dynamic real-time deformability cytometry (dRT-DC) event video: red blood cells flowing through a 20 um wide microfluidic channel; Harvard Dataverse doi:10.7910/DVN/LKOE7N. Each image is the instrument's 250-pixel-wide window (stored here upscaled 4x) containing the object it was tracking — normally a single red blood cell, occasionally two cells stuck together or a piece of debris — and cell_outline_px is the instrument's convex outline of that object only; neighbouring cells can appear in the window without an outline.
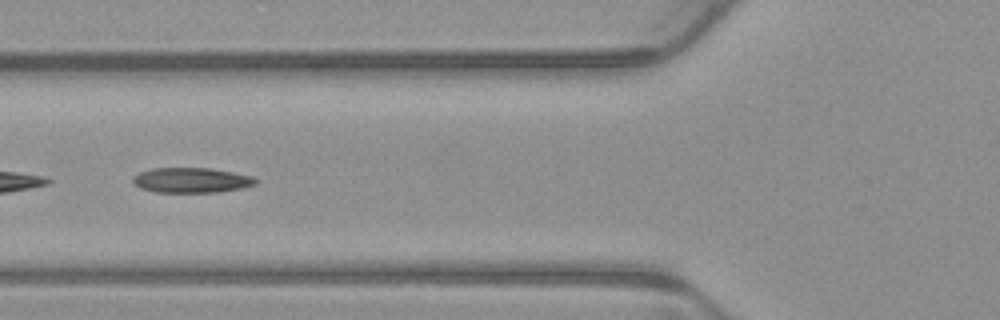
{"species": "common noctule bat (a hibernating species)", "species_latin": "Nyctalus noctula", "temperature_condition": "warm", "stored_images_in_passage": 5, "camera_frame_rate_fps": 3000, "um_per_image_px": 0.085, "animal": {"sex": "male", "body_mass_g": 23.1, "forearm_length_mm": 52.7}, "frame": {"image": 1, "passage_image": 5, "time_ms": 1.333, "image_size_px": [1000, 320], "cell_outline_px": [[260, 180], [256, 184], [244, 188], [220, 192], [156, 192], [140, 188], [132, 184], [132, 176], [140, 172], [152, 168], [212, 168], [252, 176]], "centroid_in_image_um": [16.28, 15.32], "position_along_channel_um": 109.5, "area_um2": 18.21}}